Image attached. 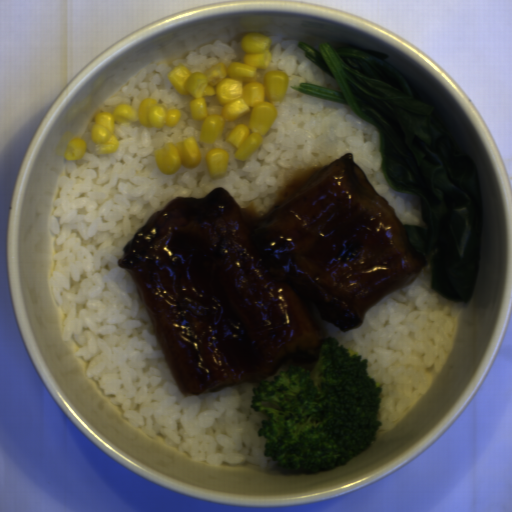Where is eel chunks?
<instances>
[{"instance_id":"4dd315ae","label":"eel chunks","mask_w":512,"mask_h":512,"mask_svg":"<svg viewBox=\"0 0 512 512\" xmlns=\"http://www.w3.org/2000/svg\"><path fill=\"white\" fill-rule=\"evenodd\" d=\"M169 370L189 396L262 383L320 358L328 333L428 263L353 153L313 172L260 217L217 187L176 198L123 247Z\"/></svg>"}]
</instances>
